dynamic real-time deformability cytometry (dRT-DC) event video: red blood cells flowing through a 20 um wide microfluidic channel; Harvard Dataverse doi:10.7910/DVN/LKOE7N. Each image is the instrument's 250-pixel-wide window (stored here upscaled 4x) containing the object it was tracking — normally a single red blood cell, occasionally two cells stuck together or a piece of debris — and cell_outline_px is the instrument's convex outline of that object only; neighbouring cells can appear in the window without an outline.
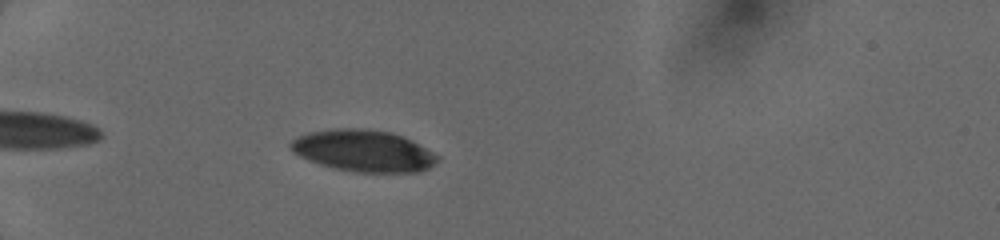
{"species": "human", "species_latin": "Homo sapiens", "temperature_condition": "cold", "stored_images_in_passage": 79, "camera_frame_rate_fps": 3000, "um_per_image_px": 0.085, "donor": {"sex": "female"}, "frame": {"image": 1, "passage_image": 11, "time_ms": 1.667, "image_size_px": [1000, 240], "cell_outline_px": [[440, 160], [428, 168], [416, 172], [360, 172], [336, 168], [320, 164], [308, 160], [292, 152], [288, 144], [292, 140], [308, 132], [332, 128], [364, 128], [392, 132], [404, 136], [412, 140], [440, 156]], "centroid_in_image_um": [30.9, 12.8], "position_along_channel_um": 54.1, "area_um2": 35.78}}
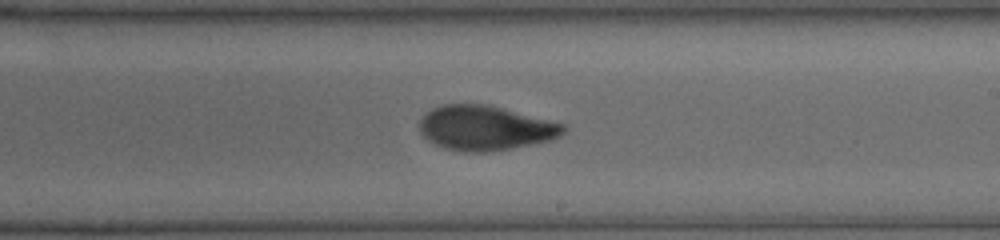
{"frame": {"image": 2, "passage_image": 47, "time_ms": 7.0, "image_size_px": [1000, 240], "cell_outline_px": [[568, 128], [560, 136], [552, 140], [508, 148], [484, 152], [460, 152], [444, 148], [428, 140], [420, 132], [420, 120], [432, 108], [440, 104], [488, 104], [564, 124]], "centroid_in_image_um": [41.24, 10.87], "position_along_channel_um": 247.8, "area_um2": 37.28}}
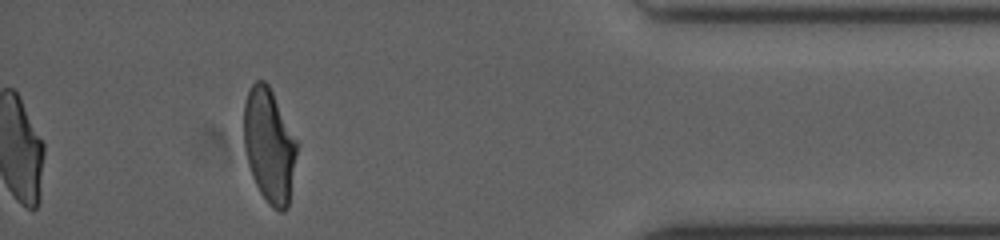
{"frame": {"image": 3, "passage_image": 79, "time_ms": 11.667, "image_size_px": [1000, 240], "cell_outline_px": [[300, 144], [288, 208], [284, 212], [280, 212], [272, 208], [268, 204], [260, 192], [252, 176], [248, 164], [244, 148], [244, 104], [248, 88], [256, 80], [264, 80], [268, 84]], "centroid_in_image_um": [22.92, 12.39], "position_along_channel_um": 412.3, "area_um2": 36.07}}